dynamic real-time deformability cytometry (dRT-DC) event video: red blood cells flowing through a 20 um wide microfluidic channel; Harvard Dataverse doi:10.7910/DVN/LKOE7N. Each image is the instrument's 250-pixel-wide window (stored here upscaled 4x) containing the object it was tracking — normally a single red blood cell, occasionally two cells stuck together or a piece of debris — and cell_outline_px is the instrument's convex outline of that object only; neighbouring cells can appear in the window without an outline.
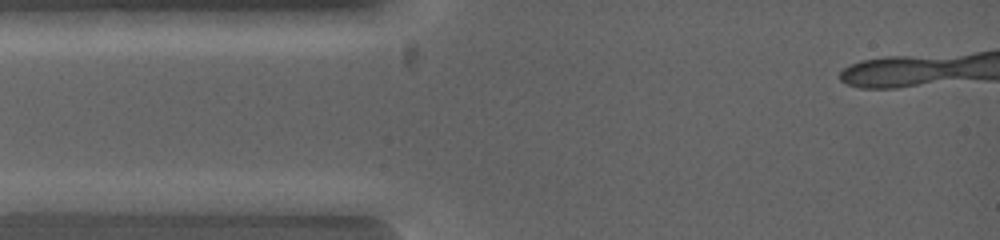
{"species": "common noctule bat (a hibernating species)", "species_latin": "Nyctalus noctula", "temperature_condition": "warm", "stored_images_in_passage": 3, "camera_frame_rate_fps": 5000, "um_per_image_px": 0.085, "animal": {"sex": "female", "body_mass_g": 19.0, "forearm_length_mm": 53.3}, "frame": {"image": 1, "passage_image": 1, "time_ms": 0.0, "image_size_px": [1000, 240], "cell_outline_px": [[304, 216], [288, 216], [240, 208], [208, 200], [216, 192], [272, 192], [304, 200]], "centroid_in_image_um": [22.28, 17.2], "position_along_channel_um": 62.7, "area_um2": 11.33}}